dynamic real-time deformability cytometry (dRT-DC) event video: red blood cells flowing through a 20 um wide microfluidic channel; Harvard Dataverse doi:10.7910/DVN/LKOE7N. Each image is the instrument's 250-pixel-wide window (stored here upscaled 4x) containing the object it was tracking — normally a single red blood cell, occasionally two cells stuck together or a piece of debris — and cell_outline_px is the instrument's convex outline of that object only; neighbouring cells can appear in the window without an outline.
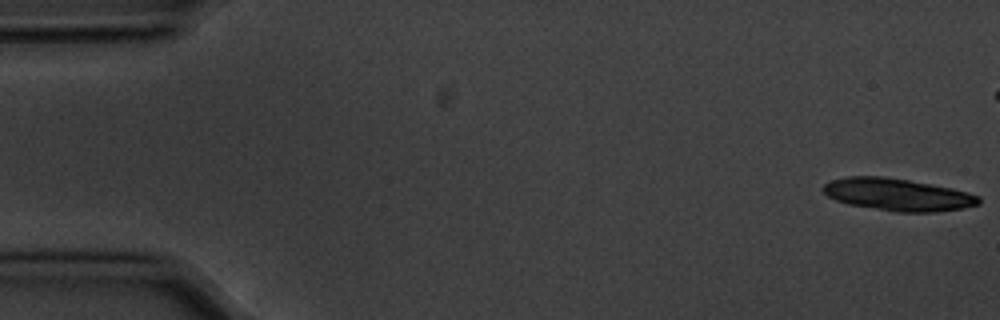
{"species": "common noctule bat (a hibernating species)", "species_latin": "Nyctalus noctula", "temperature_condition": "cold", "stored_images_in_passage": 16, "camera_frame_rate_fps": 3000, "um_per_image_px": 0.085, "animal": {"sex": "male", "body_mass_g": 20.1, "forearm_length_mm": 53.5}, "frame": {"image": 1, "passage_image": 1, "time_ms": 0.0, "image_size_px": [1000, 320], "cell_outline_px": [[980, 204], [964, 208], [936, 212], [896, 212], [848, 204], [836, 200], [828, 196], [820, 188], [824, 184], [832, 180], [848, 176], [880, 176], [908, 180], [952, 188], [968, 192], [980, 196]], "centroid_in_image_um": [76.31, 16.54], "position_along_channel_um": 8.7, "area_um2": 29.3}}